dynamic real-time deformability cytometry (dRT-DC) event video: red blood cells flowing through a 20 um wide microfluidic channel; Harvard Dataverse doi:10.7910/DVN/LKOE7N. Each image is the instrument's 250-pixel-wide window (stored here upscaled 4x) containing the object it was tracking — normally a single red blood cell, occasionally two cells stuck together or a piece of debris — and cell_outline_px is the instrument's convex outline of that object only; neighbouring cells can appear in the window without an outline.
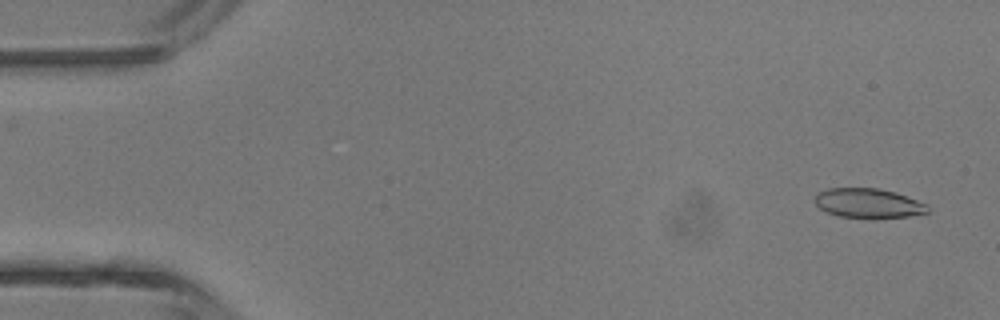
{"species": "common noctule bat (a hibernating species)", "species_latin": "Nyctalus noctula", "temperature_condition": "room temperature", "stored_images_in_passage": 45, "camera_frame_rate_fps": 3000, "um_per_image_px": 0.085, "animal": {"sex": "male", "body_mass_g": 13.3}, "frame": {"image": 1, "passage_image": 2, "time_ms": 0.333, "image_size_px": [1000, 320], "cell_outline_px": [[928, 212], [908, 216], [872, 220], [836, 216], [820, 208], [812, 200], [816, 192], [828, 188], [880, 188], [896, 192], [928, 204]], "centroid_in_image_um": [73.77, 17.29], "position_along_channel_um": 11.2, "area_um2": 20.11}}
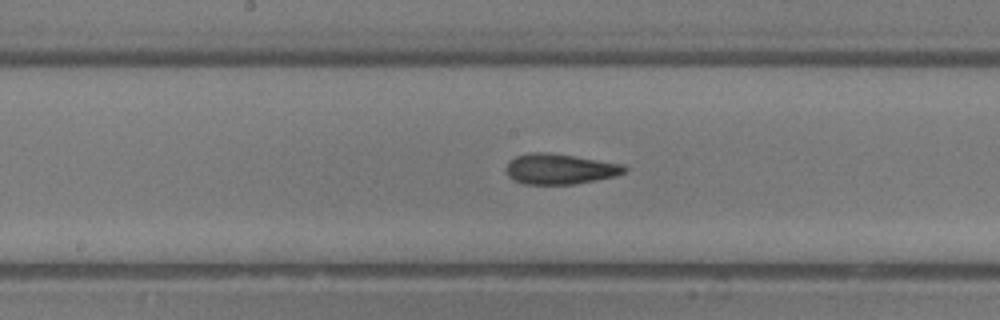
{"frame": {"image": 2, "passage_image": 23, "time_ms": 7.333, "image_size_px": [1000, 320], "cell_outline_px": [[628, 168], [624, 172], [616, 176], [596, 180], [572, 184], [524, 184], [512, 180], [508, 176], [504, 168], [516, 156], [528, 152], [548, 152], [576, 156], [624, 164]], "centroid_in_image_um": [47.58, 14.36], "position_along_channel_um": 200.6, "area_um2": 21.15}}
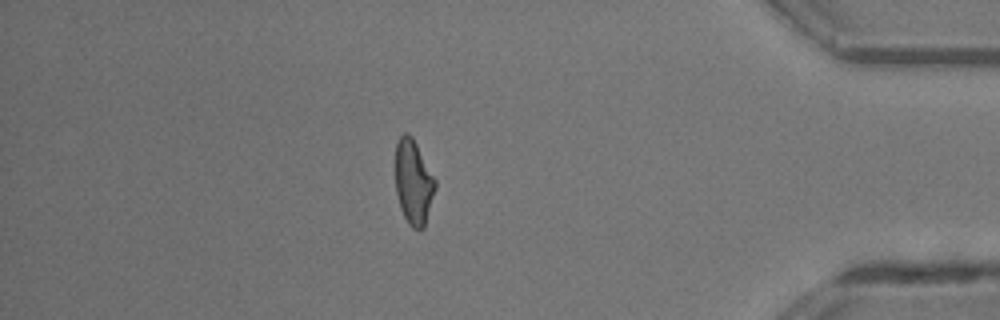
{"frame": {"image": 3, "passage_image": 39, "time_ms": 12.667, "image_size_px": [1000, 320], "cell_outline_px": [[436, 188], [424, 228], [412, 228], [408, 224], [400, 208], [396, 192], [396, 144], [400, 136], [404, 132], [408, 132], [412, 136], [436, 180]], "centroid_in_image_um": [35.14, 15.48], "position_along_channel_um": 400.1, "area_um2": 19.59}, "authors_computed_cell_mechanics": {"area_um2": 20.4612, "velocity_mm_per_s": 4.5232, "shape_relaxation_time_tau1_ms": 4.5484, "shape_relaxation_time_tau2_ms": 2.1481, "deformation_change_tau1": 0.1756, "deformation_change_tau2": 0.1217}}